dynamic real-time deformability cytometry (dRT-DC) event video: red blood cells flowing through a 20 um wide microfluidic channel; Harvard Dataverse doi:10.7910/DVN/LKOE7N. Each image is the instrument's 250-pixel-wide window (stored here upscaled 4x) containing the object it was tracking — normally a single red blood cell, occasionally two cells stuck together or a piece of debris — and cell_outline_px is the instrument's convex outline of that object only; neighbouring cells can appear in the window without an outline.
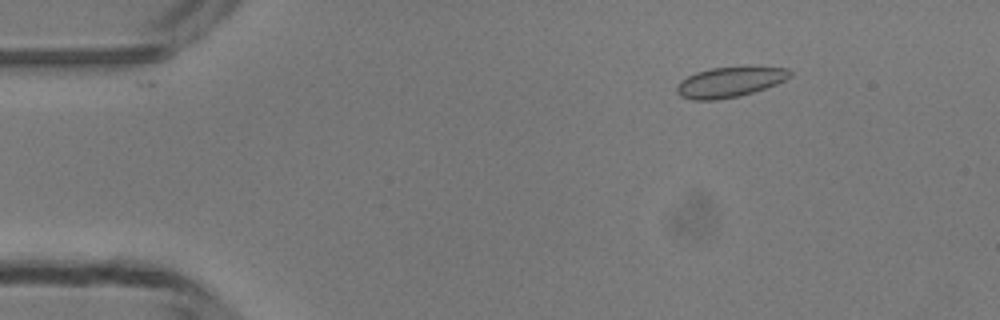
{"species": "common noctule bat (a hibernating species)", "species_latin": "Nyctalus noctula", "temperature_condition": "room temperature", "stored_images_in_passage": 49, "camera_frame_rate_fps": 3000, "um_per_image_px": 0.085, "animal": {"sex": "male", "body_mass_g": 13.3}, "frame": {"image": 1, "passage_image": 7, "time_ms": 2.0, "image_size_px": [1000, 320], "cell_outline_px": [[792, 76], [776, 84], [740, 96], [716, 100], [692, 100], [680, 96], [676, 92], [676, 88], [680, 80], [696, 72], [712, 68], [788, 68], [792, 72]], "centroid_in_image_um": [61.97, 7.0], "position_along_channel_um": 23.0, "area_um2": 19.54}}
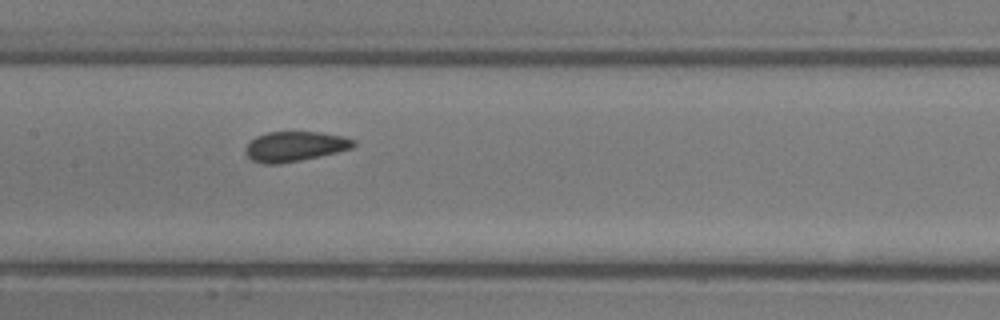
{"frame": {"image": 2, "passage_image": 24, "time_ms": 7.667, "image_size_px": [1000, 320], "cell_outline_px": [[356, 144], [352, 148], [320, 156], [280, 164], [264, 164], [252, 160], [244, 152], [244, 148], [256, 136], [268, 132], [320, 132], [344, 136], [356, 140]], "centroid_in_image_um": [25.07, 12.44], "position_along_channel_um": 182.3, "area_um2": 18.9}}
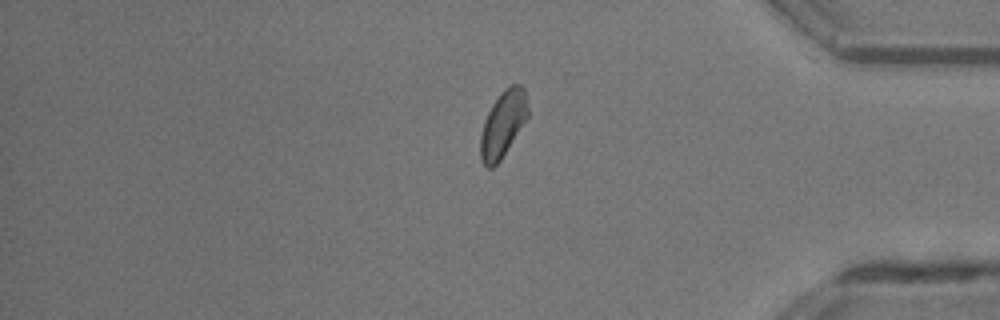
{"frame": {"image": 3, "passage_image": 41, "time_ms": 13.333, "image_size_px": [1000, 320], "cell_outline_px": [[528, 116], [500, 160], [492, 168], [488, 168], [480, 160], [480, 136], [484, 120], [492, 104], [504, 88], [512, 84], [520, 84], [524, 88], [528, 108]], "centroid_in_image_um": [42.73, 10.53], "position_along_channel_um": 392.5, "area_um2": 18.09}, "authors_computed_cell_mechanics": {"area_um2": 18.9006, "velocity_mm_per_s": 4.1804, "shape_relaxation_time_tau1_ms": 3.6066, "shape_relaxation_time_tau2_ms": 1.2979, "deformation_change_tau1": 0.0441, "deformation_change_tau2": 0.0593}}